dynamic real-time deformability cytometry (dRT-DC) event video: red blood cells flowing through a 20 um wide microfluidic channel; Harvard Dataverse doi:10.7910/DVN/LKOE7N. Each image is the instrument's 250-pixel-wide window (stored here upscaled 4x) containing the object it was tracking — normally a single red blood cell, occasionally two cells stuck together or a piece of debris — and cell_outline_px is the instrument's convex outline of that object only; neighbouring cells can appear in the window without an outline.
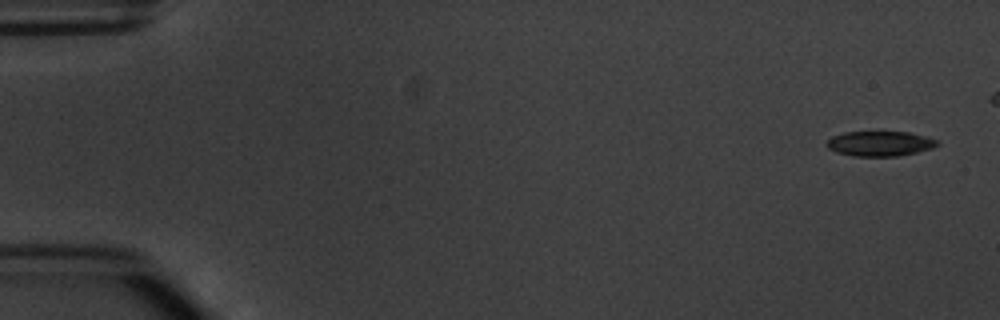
{"species": "common noctule bat (a hibernating species)", "species_latin": "Nyctalus noctula", "temperature_condition": "warm", "stored_images_in_passage": 9, "segment_of_instrument_passage": [1, 2], "camera_frame_rate_fps": 3000, "um_per_image_px": 0.085, "animal": {"sex": "male", "body_mass_g": 20.1, "forearm_length_mm": 53.5}, "frame": {"image": 1, "passage_image": 1, "time_ms": 0.0, "image_size_px": [1000, 320], "cell_outline_px": [[940, 144], [932, 148], [916, 152], [896, 156], [852, 156], [836, 152], [828, 148], [824, 144], [832, 136], [844, 132], [908, 132], [928, 136], [940, 140]], "centroid_in_image_um": [74.81, 12.2], "position_along_channel_um": 10.2, "area_um2": 16.24}}
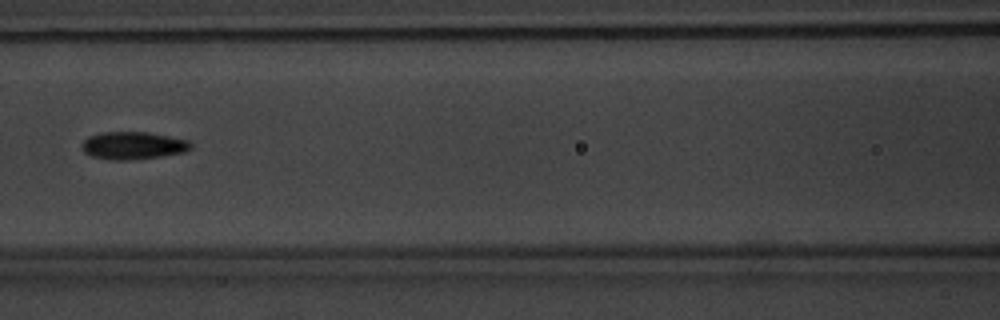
{"frame": {"image": 2, "passage_image": 7, "time_ms": 7.333, "image_size_px": [1000, 320], "cell_outline_px": [[192, 148], [184, 152], [160, 156], [128, 160], [112, 160], [92, 156], [84, 152], [80, 148], [80, 144], [88, 136], [104, 132], [148, 132], [188, 140], [192, 144]], "centroid_in_image_um": [11.28, 12.36], "position_along_channel_um": 155.3, "area_um2": 17.51}}
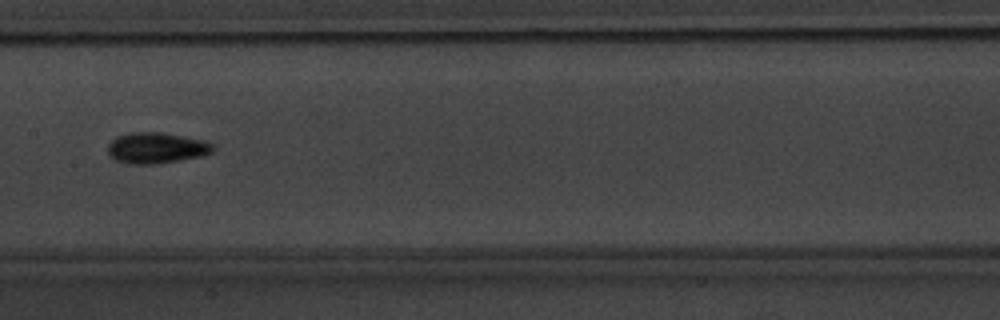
{"frame": {"image": 3, "passage_image": 8, "time_ms": 8.333, "image_size_px": [1000, 320], "cell_outline_px": [[216, 148], [212, 152], [204, 156], [156, 164], [128, 164], [116, 160], [108, 156], [108, 144], [116, 136], [132, 132], [160, 132], [204, 140], [216, 144]], "centroid_in_image_um": [13.32, 12.58], "position_along_channel_um": 194.1, "area_um2": 19.25}}